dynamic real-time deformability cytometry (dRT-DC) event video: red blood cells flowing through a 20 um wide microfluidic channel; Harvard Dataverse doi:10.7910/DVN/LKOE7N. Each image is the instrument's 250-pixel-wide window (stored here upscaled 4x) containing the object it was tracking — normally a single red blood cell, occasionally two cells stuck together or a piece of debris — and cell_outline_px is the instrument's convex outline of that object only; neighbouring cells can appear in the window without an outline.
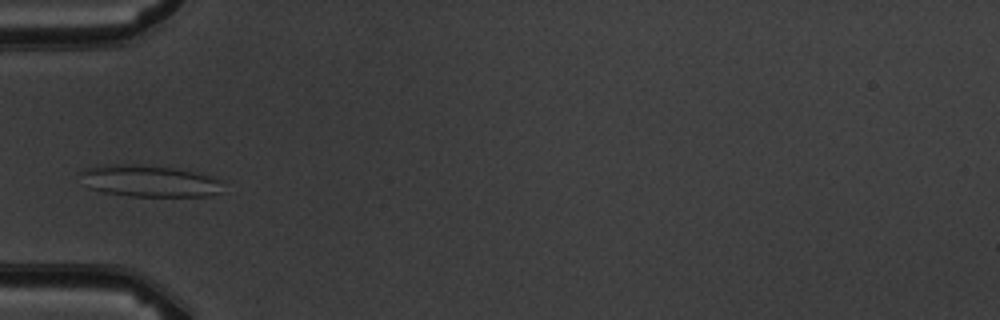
{"species": "common noctule bat (a hibernating species)", "species_latin": "Nyctalus noctula", "temperature_condition": "warm", "stored_images_in_passage": 2, "camera_frame_rate_fps": 3000, "um_per_image_px": 0.085, "animal": {"sex": "male", "body_mass_g": 19.5, "forearm_length_mm": 54.6}, "frame": {"image": 1, "passage_image": 2, "time_ms": 1.333, "image_size_px": [1000, 320], "cell_outline_px": [[224, 192], [208, 196], [128, 196], [104, 192], [88, 188], [80, 172], [84, 168], [116, 164], [132, 164], [176, 168], [224, 180]], "centroid_in_image_um": [12.76, 15.4], "position_along_channel_um": 72.2, "area_um2": 26.36}}